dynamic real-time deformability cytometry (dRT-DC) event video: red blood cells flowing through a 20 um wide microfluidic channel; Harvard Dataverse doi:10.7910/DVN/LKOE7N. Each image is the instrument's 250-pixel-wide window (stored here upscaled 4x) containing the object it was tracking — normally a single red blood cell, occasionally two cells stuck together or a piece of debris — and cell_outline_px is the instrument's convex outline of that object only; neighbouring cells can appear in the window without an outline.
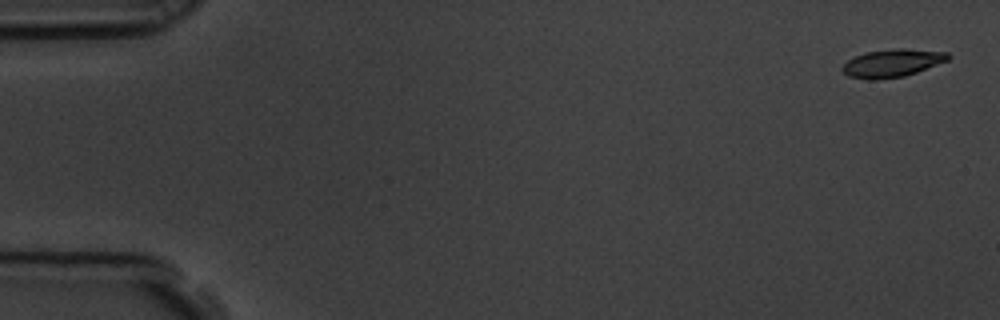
{"species": "common noctule bat (a hibernating species)", "species_latin": "Nyctalus noctula", "temperature_condition": "room temperature", "stored_images_in_passage": 5, "camera_frame_rate_fps": 3000, "um_per_image_px": 0.085, "animal": {"sex": "male", "body_mass_g": 19.5, "forearm_length_mm": 54.6}, "frame": {"image": 1, "passage_image": 1, "time_ms": 0.0, "image_size_px": [1000, 320], "cell_outline_px": [[952, 56], [948, 60], [916, 72], [904, 76], [876, 80], [868, 80], [848, 76], [840, 68], [852, 56], [864, 52], [900, 48], [904, 48], [948, 52]], "centroid_in_image_um": [75.82, 5.36], "position_along_channel_um": 9.2, "area_um2": 17.28}}
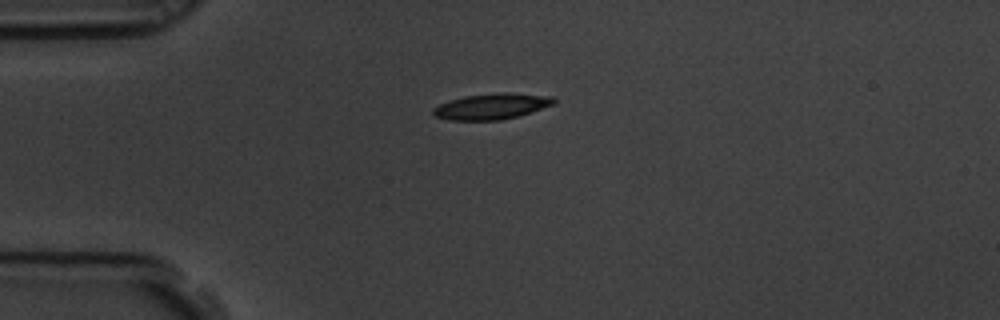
{"frame": {"image": 2, "passage_image": 4, "time_ms": 1.0, "image_size_px": [1000, 320], "cell_outline_px": [[556, 104], [532, 112], [500, 120], [448, 120], [436, 116], [432, 112], [432, 108], [448, 100], [464, 96], [500, 92], [508, 92], [556, 96]], "centroid_in_image_um": [41.84, 9.02], "position_along_channel_um": 43.2, "area_um2": 18.44}}